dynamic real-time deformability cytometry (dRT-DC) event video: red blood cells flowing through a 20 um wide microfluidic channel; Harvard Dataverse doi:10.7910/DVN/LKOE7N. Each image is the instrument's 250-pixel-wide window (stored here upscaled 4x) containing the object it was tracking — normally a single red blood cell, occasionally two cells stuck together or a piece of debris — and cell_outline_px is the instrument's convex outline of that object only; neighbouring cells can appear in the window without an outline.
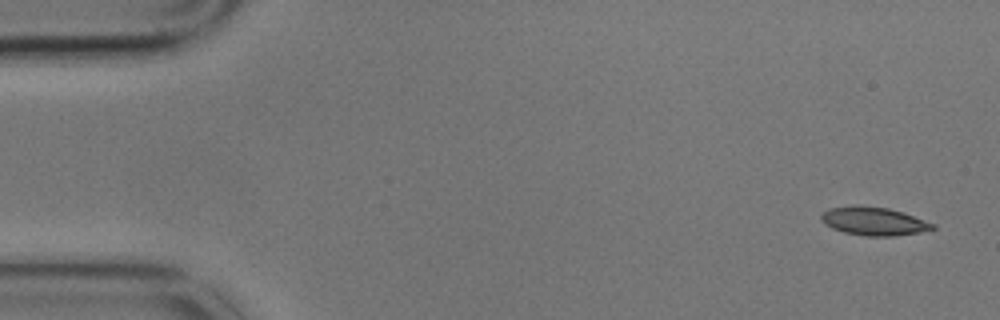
{"species": "common noctule bat (a hibernating species)", "species_latin": "Nyctalus noctula", "temperature_condition": "cold", "stored_images_in_passage": 5, "camera_frame_rate_fps": 3000, "um_per_image_px": 0.085, "animal": {"sex": "male", "body_mass_g": 17.9}, "frame": {"image": 1, "passage_image": 1, "time_ms": 0.0, "image_size_px": [1000, 320], "cell_outline_px": [[936, 228], [920, 232], [896, 236], [864, 236], [844, 232], [832, 228], [824, 224], [820, 220], [820, 216], [828, 208], [888, 208], [904, 212], [936, 224]], "centroid_in_image_um": [74.33, 18.85], "position_along_channel_um": 10.7, "area_um2": 17.86}}
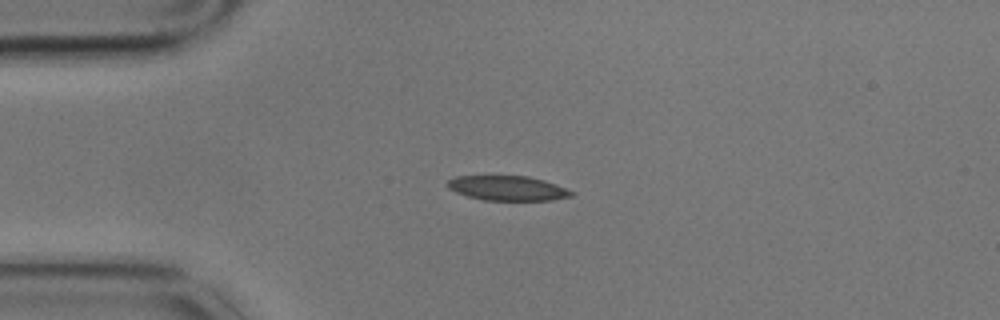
{"frame": {"image": 2, "passage_image": 4, "time_ms": 1.0, "image_size_px": [1000, 320], "cell_outline_px": [[576, 192], [572, 196], [552, 200], [484, 200], [468, 196], [456, 192], [448, 188], [444, 184], [448, 180], [456, 176], [528, 176], [544, 180], [556, 184]], "centroid_in_image_um": [43.15, 15.99], "position_along_channel_um": 41.9, "area_um2": 17.92}}